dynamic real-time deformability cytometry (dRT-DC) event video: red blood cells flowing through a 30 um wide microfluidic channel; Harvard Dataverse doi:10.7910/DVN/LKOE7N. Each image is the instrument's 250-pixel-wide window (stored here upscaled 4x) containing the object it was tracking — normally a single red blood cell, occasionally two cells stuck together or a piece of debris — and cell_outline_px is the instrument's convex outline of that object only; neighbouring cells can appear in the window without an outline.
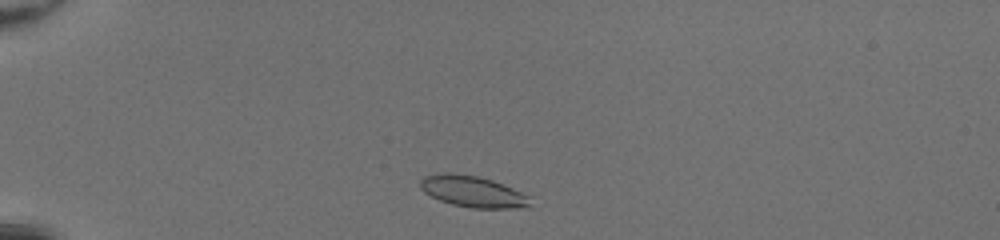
{"species": "common noctule bat (a hibernating species)", "species_latin": "Nyctalus noctula", "temperature_condition": "room temperature", "stored_images_in_passage": 39, "camera_frame_rate_fps": 3000, "um_per_image_px": 0.085, "animal": {"sex": "female", "body_mass_g": 20.0, "forearm_length_mm": 54.0}, "frame": {"image": 1, "passage_image": 3, "time_ms": 0.667, "image_size_px": [1000, 240], "cell_outline_px": [[532, 196], [528, 208], [472, 208], [452, 204], [440, 200], [424, 192], [420, 188], [420, 180], [424, 176], [444, 172], [452, 172], [476, 176], [492, 180]], "centroid_in_image_um": [40.2, 16.28], "position_along_channel_um": 44.8, "area_um2": 20.11}}
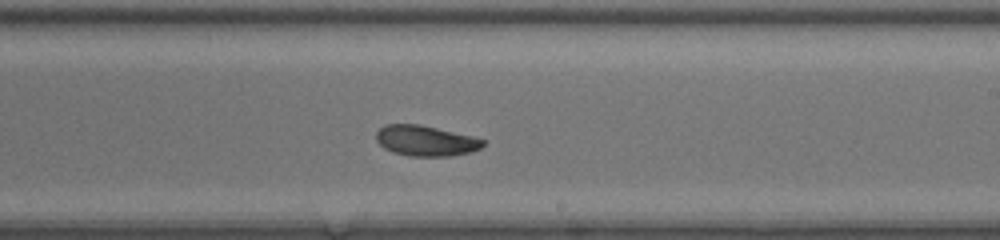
{"frame": {"image": 2, "passage_image": 21, "time_ms": 6.667, "image_size_px": [1000, 240], "cell_outline_px": [[488, 140], [480, 148], [472, 152], [448, 156], [408, 156], [392, 152], [384, 148], [376, 140], [376, 132], [384, 124], [420, 124], [472, 136]], "centroid_in_image_um": [36.19, 11.96], "position_along_channel_um": 252.8, "area_um2": 19.13}}
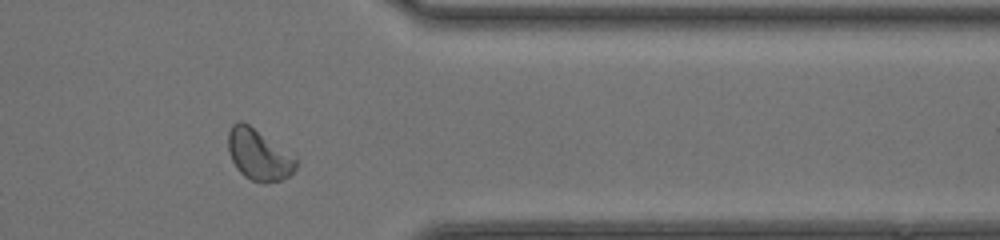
{"frame": {"image": 3, "passage_image": 31, "time_ms": 10.0, "image_size_px": [1000, 240], "cell_outline_px": [[300, 160], [296, 168], [288, 176], [280, 180], [264, 184], [252, 180], [244, 176], [236, 168], [228, 152], [228, 132], [232, 124], [240, 120], [248, 124]], "centroid_in_image_um": [21.98, 13.17], "position_along_channel_um": 389.4, "area_um2": 20.11}, "authors_computed_cell_mechanics": {"area_um2": 19.5942, "velocity_mm_per_s": 4.2803, "shape_relaxation_time_tau1_ms": 4.1364, "shape_relaxation_time_tau2_ms": 2.6472, "deformation_change_tau1": 0.1042, "deformation_change_tau2": 0.0543}}